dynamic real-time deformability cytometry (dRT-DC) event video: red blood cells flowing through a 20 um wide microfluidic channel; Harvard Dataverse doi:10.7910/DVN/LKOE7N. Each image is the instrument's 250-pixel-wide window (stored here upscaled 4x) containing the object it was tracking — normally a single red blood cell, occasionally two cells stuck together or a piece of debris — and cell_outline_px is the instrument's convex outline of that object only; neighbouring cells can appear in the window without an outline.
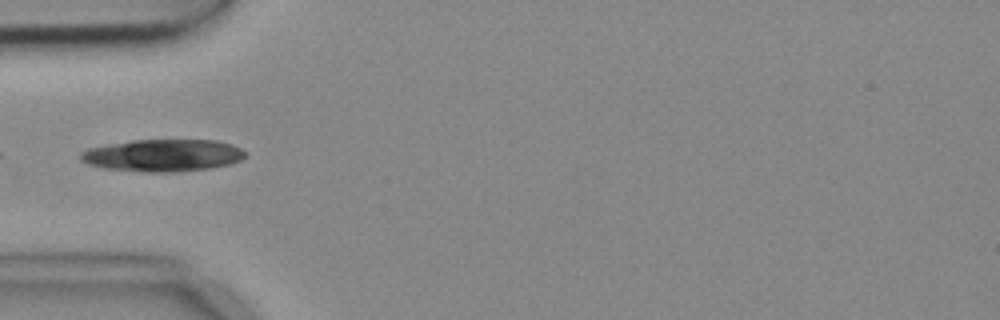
{"species": "common noctule bat (a hibernating species)", "species_latin": "Nyctalus noctula", "temperature_condition": "cold", "stored_images_in_passage": 3, "camera_frame_rate_fps": 3000, "um_per_image_px": 0.085, "animal": {"sex": "female", "body_mass_g": 18.4}, "frame": {"image": 1, "passage_image": 3, "time_ms": 0.667, "image_size_px": [1000, 320], "cell_outline_px": [[248, 152], [240, 160], [228, 164], [212, 168], [176, 172], [144, 172], [100, 168], [88, 164], [80, 160], [80, 152], [88, 148], [108, 144], [132, 140], [216, 140], [232, 144]], "centroid_in_image_um": [13.82, 13.21], "position_along_channel_um": 71.2, "area_um2": 31.15}}